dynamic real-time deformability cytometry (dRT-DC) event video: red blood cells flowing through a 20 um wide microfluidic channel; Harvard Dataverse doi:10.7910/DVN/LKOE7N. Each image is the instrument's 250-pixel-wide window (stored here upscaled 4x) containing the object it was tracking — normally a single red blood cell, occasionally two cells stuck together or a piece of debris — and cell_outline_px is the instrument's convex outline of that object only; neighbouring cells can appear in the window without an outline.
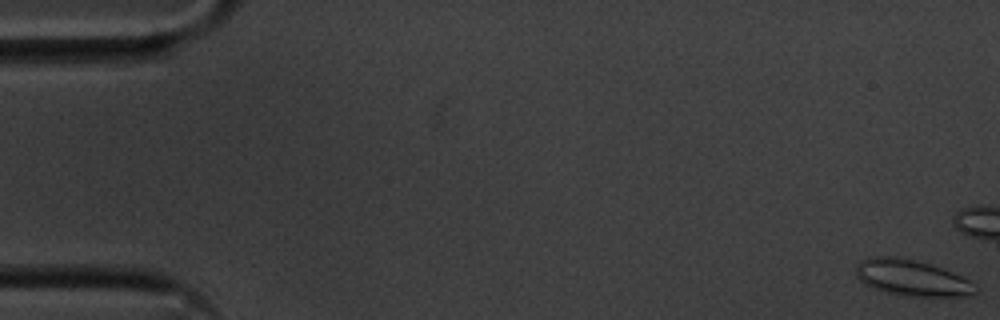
{"species": "common noctule bat (a hibernating species)", "species_latin": "Nyctalus noctula", "temperature_condition": "cold", "stored_images_in_passage": 13, "camera_frame_rate_fps": 3000, "um_per_image_px": 0.085, "animal": {"sex": "male", "body_mass_g": 20.1, "forearm_length_mm": 53.5}, "frame": {"image": 1, "passage_image": 1, "time_ms": 0.0, "image_size_px": [1000, 320], "cell_outline_px": [[976, 292], [972, 296], [908, 296], [884, 292], [872, 288], [864, 284], [856, 276], [856, 264], [860, 260], [868, 256], [892, 256], [916, 260], [952, 272], [968, 280]], "centroid_in_image_um": [77.41, 23.61], "position_along_channel_um": 7.6, "area_um2": 24.97}}